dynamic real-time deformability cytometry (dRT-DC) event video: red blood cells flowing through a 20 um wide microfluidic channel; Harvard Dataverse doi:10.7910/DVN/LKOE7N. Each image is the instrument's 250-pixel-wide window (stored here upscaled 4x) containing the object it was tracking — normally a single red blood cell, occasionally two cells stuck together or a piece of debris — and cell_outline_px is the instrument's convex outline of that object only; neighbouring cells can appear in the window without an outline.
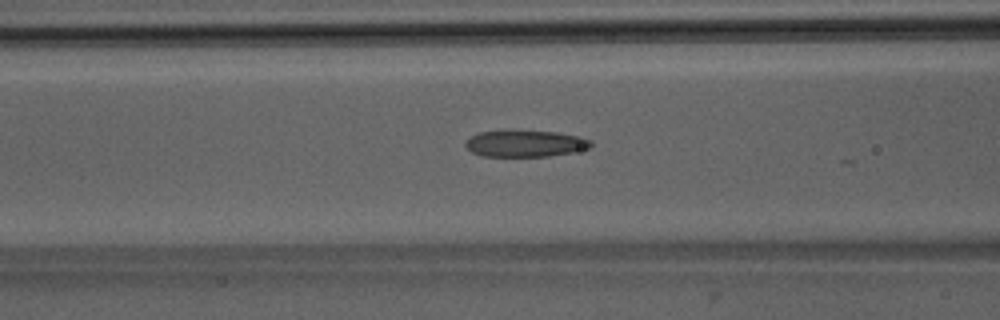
{"species": "Egyptian fruit bat (a non-hibernating species)", "species_latin": "Rousettus aegyptiacus", "temperature_condition": "room temperature", "stored_images_in_passage": 11, "camera_frame_rate_fps": 3000, "um_per_image_px": 0.085, "animal": {"sex": "male"}, "frame": {"image": 1, "passage_image": 5, "time_ms": 1.333, "image_size_px": [1000, 320], "cell_outline_px": [[592, 148], [572, 152], [548, 156], [480, 156], [472, 152], [464, 144], [472, 136], [480, 132], [508, 128], [512, 128], [556, 132], [580, 136], [592, 140]], "centroid_in_image_um": [44.66, 12.16], "position_along_channel_um": 121.9, "area_um2": 20.11}}